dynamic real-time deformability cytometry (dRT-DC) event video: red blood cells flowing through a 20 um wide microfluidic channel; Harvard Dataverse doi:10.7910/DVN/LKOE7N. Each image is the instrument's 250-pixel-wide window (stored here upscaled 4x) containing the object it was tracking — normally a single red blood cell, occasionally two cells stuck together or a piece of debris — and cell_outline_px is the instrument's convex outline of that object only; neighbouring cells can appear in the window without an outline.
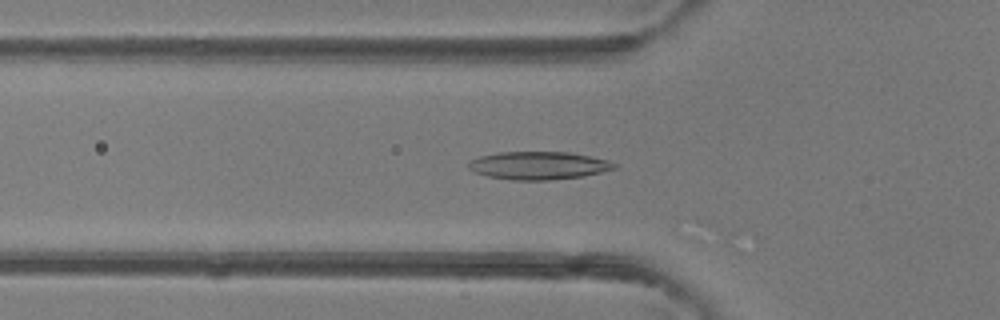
{"species": "common noctule bat (a hibernating species)", "species_latin": "Nyctalus noctula", "temperature_condition": "room temperature", "stored_images_in_passage": 44, "camera_frame_rate_fps": 3000, "um_per_image_px": 0.085, "animal": {"sex": "female"}, "frame": {"image": 1, "passage_image": 16, "time_ms": 5.0, "image_size_px": [1000, 320], "cell_outline_px": [[616, 168], [584, 176], [548, 180], [512, 180], [488, 176], [472, 172], [468, 168], [468, 160], [480, 156], [496, 152], [568, 152], [592, 156], [608, 160], [616, 164]], "centroid_in_image_um": [45.73, 14.06], "position_along_channel_um": 80.1, "area_um2": 23.87}}
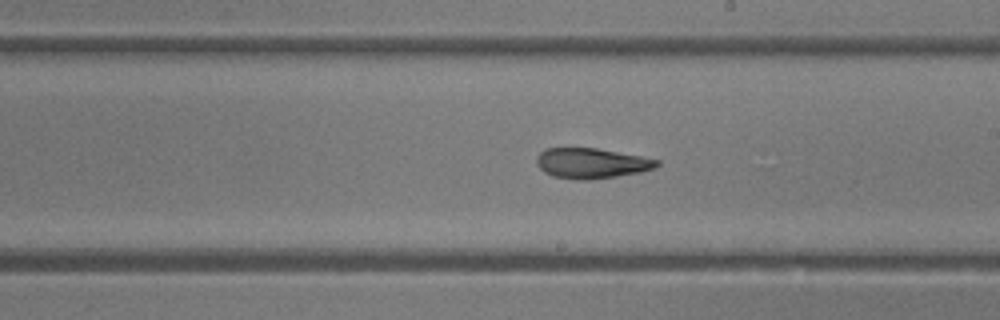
{"frame": {"image": 2, "passage_image": 27, "time_ms": 8.667, "image_size_px": [1000, 320], "cell_outline_px": [[660, 164], [656, 168], [640, 172], [592, 180], [580, 180], [552, 176], [544, 172], [536, 164], [536, 156], [544, 148], [596, 148], [640, 156], [660, 160]], "centroid_in_image_um": [50.26, 13.88], "position_along_channel_um": 238.7, "area_um2": 21.33}}
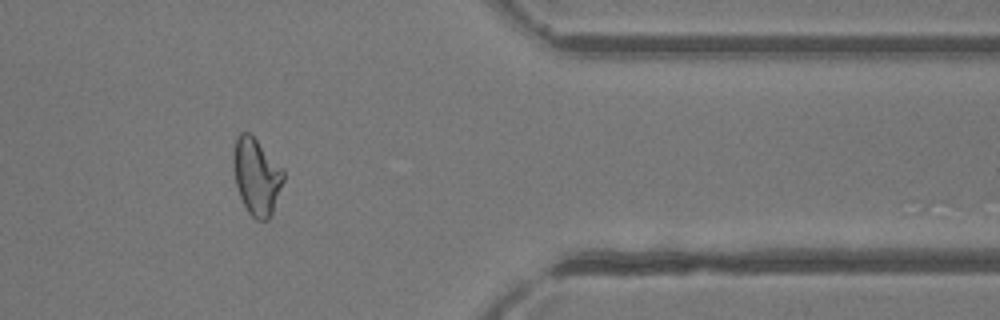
{"frame": {"image": 3, "passage_image": 39, "time_ms": 12.667, "image_size_px": [1000, 320], "cell_outline_px": [[284, 180], [272, 212], [268, 220], [256, 220], [248, 212], [240, 196], [236, 184], [232, 168], [232, 152], [236, 136], [240, 132], [248, 132], [284, 168]], "centroid_in_image_um": [21.79, 14.97], "position_along_channel_um": 389.6, "area_um2": 22.48}, "authors_computed_cell_mechanics": {"area_um2": 22.2819, "velocity_mm_per_s": 4.3038, "shape_relaxation_time_tau1_ms": null, "shape_relaxation_time_tau2_ms": 3.2584, "deformation_change_tau1": null, "deformation_change_tau2": 0.1194}}